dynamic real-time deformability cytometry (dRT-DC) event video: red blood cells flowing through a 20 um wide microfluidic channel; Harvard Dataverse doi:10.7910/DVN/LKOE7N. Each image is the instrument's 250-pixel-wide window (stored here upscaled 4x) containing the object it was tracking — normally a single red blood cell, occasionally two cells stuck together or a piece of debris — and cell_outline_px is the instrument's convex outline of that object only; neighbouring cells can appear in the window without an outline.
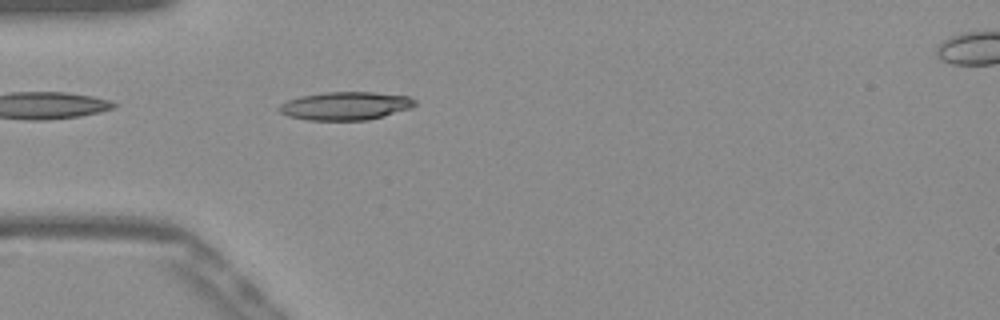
{"species": "Egyptian fruit bat (a non-hibernating species)", "species_latin": "Rousettus aegyptiacus", "temperature_condition": "warm", "stored_images_in_passage": 38, "camera_frame_rate_fps": 3000, "um_per_image_px": 0.085, "frame": {"image": 1, "passage_image": 1, "time_ms": 0.0, "image_size_px": [1000, 320], "cell_outline_px": [[416, 104], [412, 108], [384, 116], [368, 120], [308, 120], [288, 116], [280, 112], [276, 108], [280, 104], [288, 100], [300, 96], [324, 92], [372, 92], [408, 96], [416, 100]], "centroid_in_image_um": [29.37, 9.0], "position_along_channel_um": 55.6, "area_um2": 22.43}}
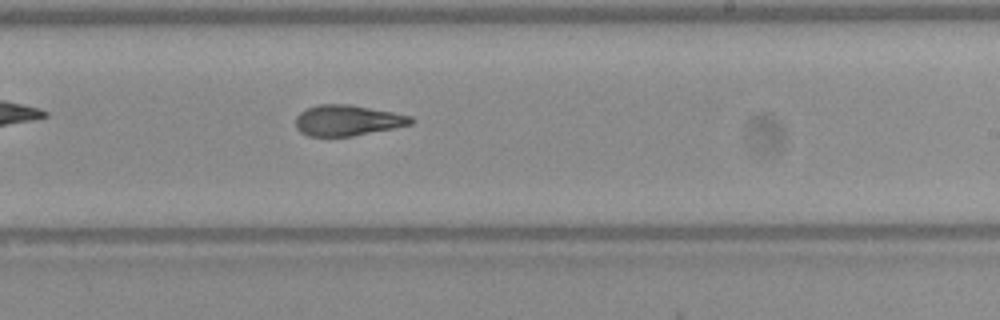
{"frame": {"image": 2, "passage_image": 17, "time_ms": 5.333, "image_size_px": [1000, 320], "cell_outline_px": [[416, 120], [412, 124], [352, 136], [308, 136], [300, 132], [296, 128], [296, 116], [300, 112], [308, 108], [320, 104], [348, 104], [392, 112], [412, 116]], "centroid_in_image_um": [29.53, 10.23], "position_along_channel_um": 259.5, "area_um2": 20.52}}
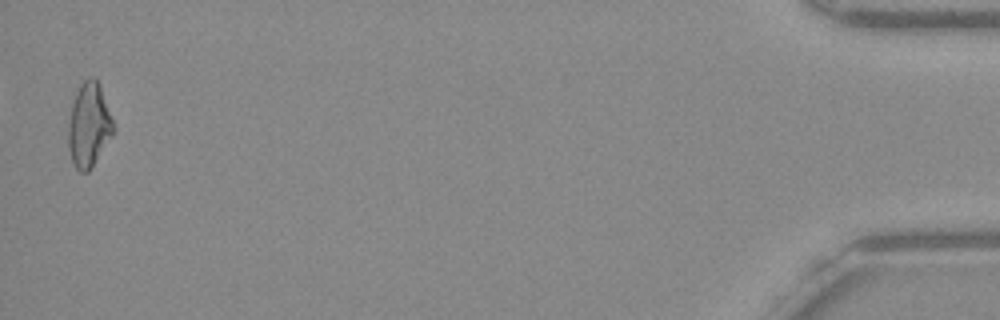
{"frame": {"image": 3, "passage_image": 37, "time_ms": 12.0, "image_size_px": [1000, 320], "cell_outline_px": [[116, 128], [112, 136], [92, 168], [88, 172], [80, 172], [72, 164], [68, 148], [68, 124], [72, 104], [76, 92], [80, 84], [88, 76], [92, 76], [100, 84]], "centroid_in_image_um": [7.56, 10.65], "position_along_channel_um": 427.6, "area_um2": 22.48}, "authors_computed_cell_mechanics": {"area_um2": 21.4149, "velocity_mm_per_s": 3.9102, "shape_relaxation_time_tau1_ms": 8.6177, "shape_relaxation_time_tau2_ms": 2.6746, "deformation_change_tau1": 0.2575, "deformation_change_tau2": 0.1258}}